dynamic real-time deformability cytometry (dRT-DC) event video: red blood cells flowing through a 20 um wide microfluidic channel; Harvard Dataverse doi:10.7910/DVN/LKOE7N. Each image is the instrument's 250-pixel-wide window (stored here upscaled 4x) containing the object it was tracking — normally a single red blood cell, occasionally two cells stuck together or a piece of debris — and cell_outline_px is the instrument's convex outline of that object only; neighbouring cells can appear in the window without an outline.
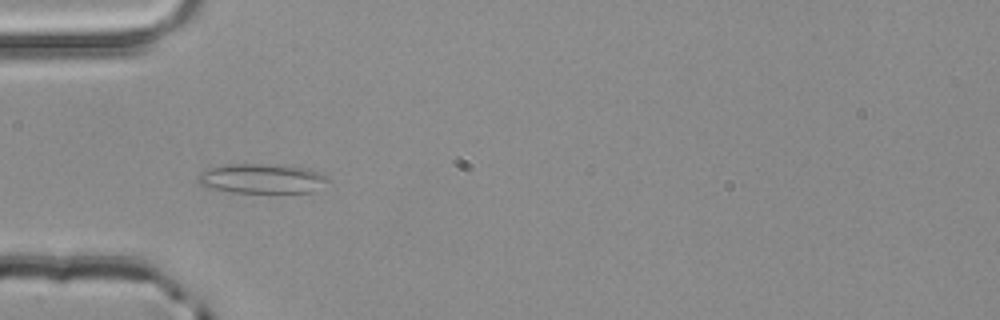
{"species": "common noctule bat (a hibernating species)", "species_latin": "Nyctalus noctula", "temperature_condition": "room temperature", "stored_images_in_passage": 4, "camera_frame_rate_fps": 3000, "um_per_image_px": 0.085, "animal": {"sex": "male", "body_mass_g": 20.4}, "frame": {"image": 1, "passage_image": 3, "time_ms": 0.667, "image_size_px": [1000, 320], "cell_outline_px": [[332, 180], [312, 192], [232, 192], [200, 184], [196, 176], [212, 168], [232, 164], [268, 164], [304, 168], [328, 176]], "centroid_in_image_um": [22.33, 15.18], "position_along_channel_um": 62.7, "area_um2": 21.85}}
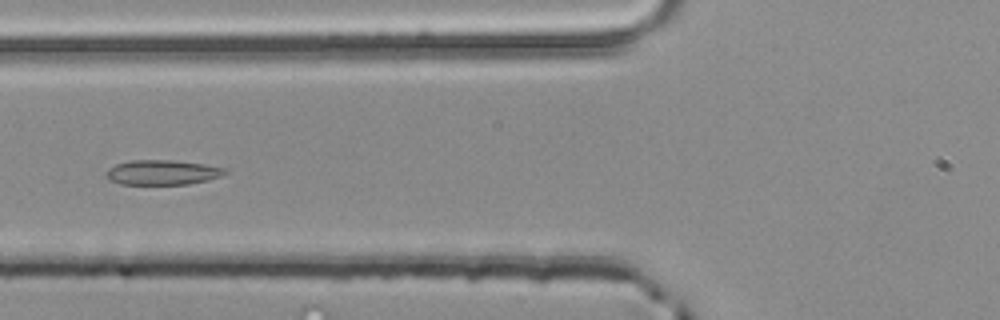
{"frame": {"image": 2, "passage_image": 4, "time_ms": 1.0, "image_size_px": [1000, 320], "cell_outline_px": [[228, 172], [220, 176], [208, 180], [188, 184], [120, 184], [112, 180], [108, 176], [108, 168], [116, 164], [132, 160], [176, 160], [204, 164], [224, 168]], "centroid_in_image_um": [13.84, 14.65], "position_along_channel_um": 112.0, "area_um2": 16.99}}